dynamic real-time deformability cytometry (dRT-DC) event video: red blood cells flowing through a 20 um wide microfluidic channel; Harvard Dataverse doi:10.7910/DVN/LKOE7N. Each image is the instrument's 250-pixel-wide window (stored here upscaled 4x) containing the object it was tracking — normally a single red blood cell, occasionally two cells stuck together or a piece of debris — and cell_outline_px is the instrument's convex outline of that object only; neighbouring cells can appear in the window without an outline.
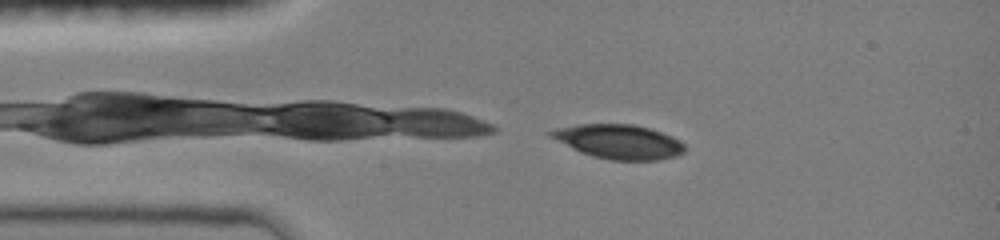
{"species": "common noctule bat (a hibernating species)", "species_latin": "Nyctalus noctula", "temperature_condition": "room temperature", "stored_images_in_passage": 6, "camera_frame_rate_fps": 3000, "um_per_image_px": 0.085, "animal": {"sex": "female", "body_mass_g": 19.0, "forearm_length_mm": 51.5}, "frame": {"image": 1, "passage_image": 2, "time_ms": 0.333, "image_size_px": [1000, 240], "cell_outline_px": [[684, 152], [676, 156], [656, 160], [608, 160], [592, 156], [580, 152], [548, 136], [548, 132], [556, 128], [576, 124], [632, 124], [648, 128], [672, 136], [680, 140], [684, 144]], "centroid_in_image_um": [52.58, 12.04], "position_along_channel_um": 32.4, "area_um2": 26.7}}
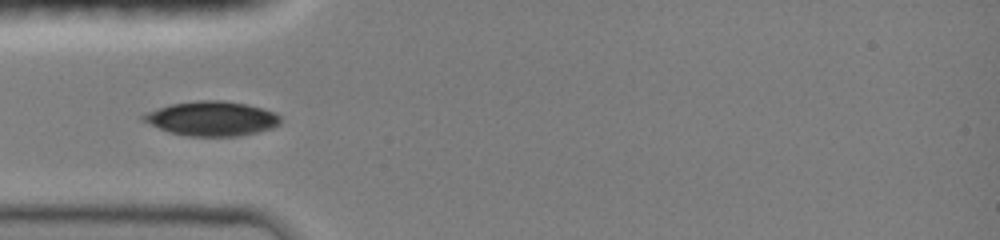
{"frame": {"image": 2, "passage_image": 5, "time_ms": 2.0, "image_size_px": [1000, 240], "cell_outline_px": [[280, 124], [272, 128], [256, 132], [236, 136], [188, 136], [168, 132], [140, 120], [140, 116], [144, 112], [172, 104], [200, 100], [220, 100], [244, 104], [264, 108], [276, 112], [280, 116]], "centroid_in_image_um": [17.97, 10.08], "position_along_channel_um": 67.0, "area_um2": 27.63}}